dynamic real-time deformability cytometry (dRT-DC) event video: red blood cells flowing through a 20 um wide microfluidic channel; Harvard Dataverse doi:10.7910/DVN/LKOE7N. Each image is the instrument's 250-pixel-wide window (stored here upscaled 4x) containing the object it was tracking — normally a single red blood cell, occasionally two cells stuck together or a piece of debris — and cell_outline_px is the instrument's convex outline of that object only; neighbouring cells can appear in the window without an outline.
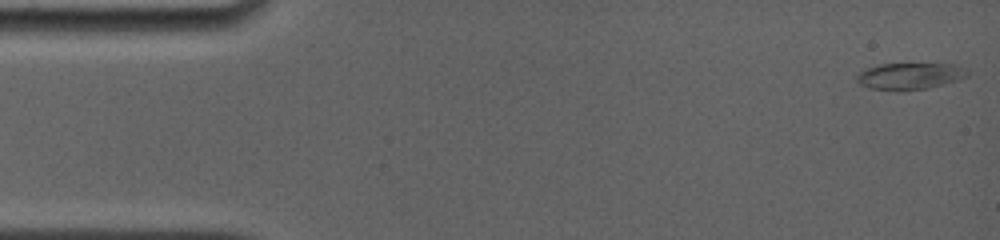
{"species": "common noctule bat (a hibernating species)", "species_latin": "Nyctalus noctula", "temperature_condition": "room temperature", "stored_images_in_passage": 35, "camera_frame_rate_fps": 4000, "um_per_image_px": 0.085, "animal": {"sex": "female", "body_mass_g": 19.0, "forearm_length_mm": 56.7}, "frame": {"image": 1, "passage_image": 1, "time_ms": 0.0, "image_size_px": [1000, 240], "cell_outline_px": [[968, 76], [960, 80], [928, 88], [896, 92], [868, 88], [860, 84], [856, 80], [856, 76], [860, 72], [868, 68], [880, 64], [956, 64], [968, 72]], "centroid_in_image_um": [77.32, 6.49], "position_along_channel_um": 7.7, "area_um2": 17.34}}
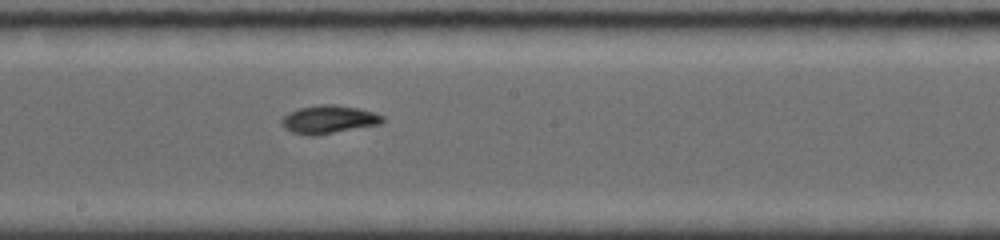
{"frame": {"image": 2, "passage_image": 21, "time_ms": 8.75, "image_size_px": [1000, 240], "cell_outline_px": [[384, 120], [380, 124], [316, 136], [308, 136], [292, 132], [284, 128], [280, 124], [280, 120], [288, 112], [300, 108], [320, 104], [332, 104], [356, 108], [372, 112], [384, 116]], "centroid_in_image_um": [27.89, 10.17], "position_along_channel_um": 220.3, "area_um2": 16.59}}
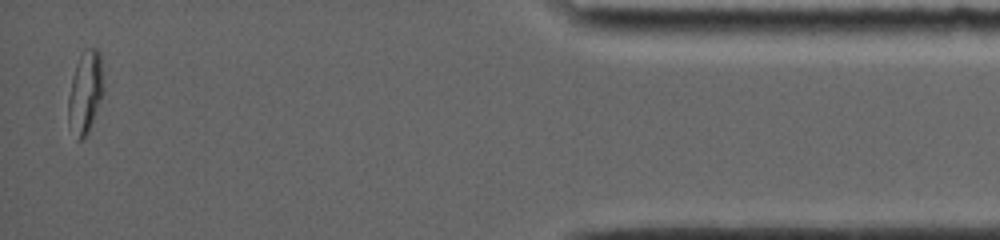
{"frame": {"image": 3, "passage_image": 35, "time_ms": 15.75, "image_size_px": [1000, 240], "cell_outline_px": [[104, 92], [88, 132], [80, 140], [76, 140], [68, 120], [68, 96], [72, 76], [76, 64], [84, 48], [96, 48], [100, 52]], "centroid_in_image_um": [7.25, 7.82], "position_along_channel_um": 428.0, "area_um2": 16.94}, "authors_computed_cell_mechanics": {"area_um2": 16.0684, "velocity_mm_per_s": 3.8165, "shape_relaxation_time_tau1_ms": 10.9024, "shape_relaxation_time_tau2_ms": 5.9947, "deformation_change_tau1": 0.3249, "deformation_change_tau2": 0.0839}}